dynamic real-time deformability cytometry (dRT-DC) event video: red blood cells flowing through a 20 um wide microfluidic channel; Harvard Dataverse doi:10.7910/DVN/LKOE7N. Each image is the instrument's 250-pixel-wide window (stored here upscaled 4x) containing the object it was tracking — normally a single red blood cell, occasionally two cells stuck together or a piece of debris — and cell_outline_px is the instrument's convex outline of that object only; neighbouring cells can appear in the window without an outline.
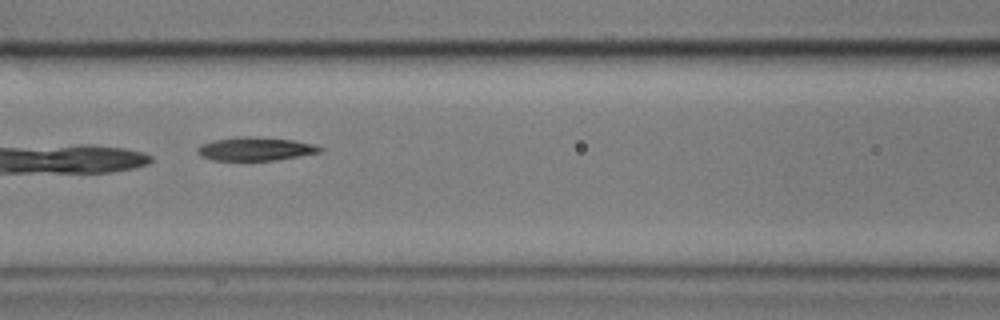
{"species": "common noctule bat (a hibernating species)", "species_latin": "Nyctalus noctula", "temperature_condition": "cold", "stored_images_in_passage": 8, "camera_frame_rate_fps": 3000, "um_per_image_px": 0.085, "animal": {"sex": "male", "body_mass_g": 17.9}, "frame": {"image": 1, "passage_image": 5, "time_ms": 1.333, "image_size_px": [1000, 320], "cell_outline_px": [[324, 152], [276, 160], [212, 160], [196, 152], [196, 148], [200, 144], [212, 140], [236, 136], [248, 136], [292, 140], [316, 144], [324, 148]], "centroid_in_image_um": [21.74, 12.65], "position_along_channel_um": 144.9, "area_um2": 16.94}}
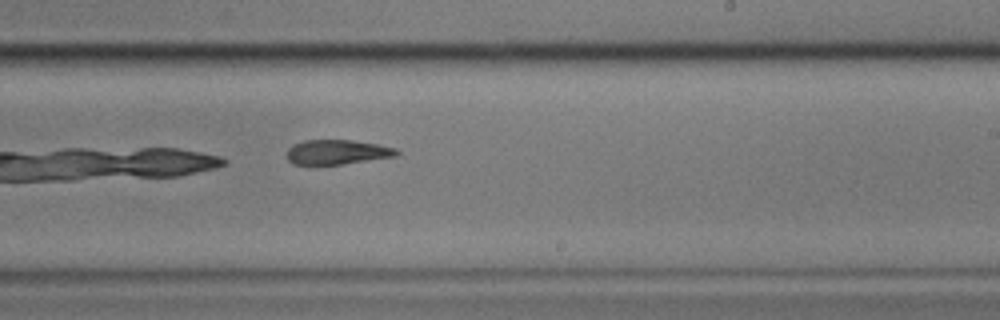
{"frame": {"image": 2, "passage_image": 8, "time_ms": 2.333, "image_size_px": [1000, 320], "cell_outline_px": [[400, 152], [396, 156], [344, 164], [292, 164], [288, 160], [288, 148], [292, 144], [304, 140], [352, 140], [376, 144], [396, 148]], "centroid_in_image_um": [28.66, 12.92], "position_along_channel_um": 260.3, "area_um2": 15.72}}